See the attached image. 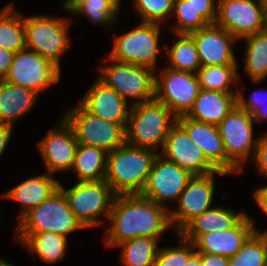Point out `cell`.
I'll return each instance as SVG.
<instances>
[{
	"label": "cell",
	"mask_w": 267,
	"mask_h": 266,
	"mask_svg": "<svg viewBox=\"0 0 267 266\" xmlns=\"http://www.w3.org/2000/svg\"><path fill=\"white\" fill-rule=\"evenodd\" d=\"M108 222L103 238L109 248L139 237L160 239L172 229L169 210L140 194L116 195Z\"/></svg>",
	"instance_id": "cell-1"
},
{
	"label": "cell",
	"mask_w": 267,
	"mask_h": 266,
	"mask_svg": "<svg viewBox=\"0 0 267 266\" xmlns=\"http://www.w3.org/2000/svg\"><path fill=\"white\" fill-rule=\"evenodd\" d=\"M158 154L125 143L107 153L105 181L116 195L141 194Z\"/></svg>",
	"instance_id": "cell-2"
},
{
	"label": "cell",
	"mask_w": 267,
	"mask_h": 266,
	"mask_svg": "<svg viewBox=\"0 0 267 266\" xmlns=\"http://www.w3.org/2000/svg\"><path fill=\"white\" fill-rule=\"evenodd\" d=\"M176 123L177 117L156 99L132 105L126 127V143L160 153Z\"/></svg>",
	"instance_id": "cell-3"
},
{
	"label": "cell",
	"mask_w": 267,
	"mask_h": 266,
	"mask_svg": "<svg viewBox=\"0 0 267 266\" xmlns=\"http://www.w3.org/2000/svg\"><path fill=\"white\" fill-rule=\"evenodd\" d=\"M254 123L249 112L235 105L217 126L226 152L229 175L240 173L244 164L253 160L260 138L253 134Z\"/></svg>",
	"instance_id": "cell-4"
},
{
	"label": "cell",
	"mask_w": 267,
	"mask_h": 266,
	"mask_svg": "<svg viewBox=\"0 0 267 266\" xmlns=\"http://www.w3.org/2000/svg\"><path fill=\"white\" fill-rule=\"evenodd\" d=\"M68 17L24 15L26 48L50 60L61 70V56L71 47Z\"/></svg>",
	"instance_id": "cell-5"
},
{
	"label": "cell",
	"mask_w": 267,
	"mask_h": 266,
	"mask_svg": "<svg viewBox=\"0 0 267 266\" xmlns=\"http://www.w3.org/2000/svg\"><path fill=\"white\" fill-rule=\"evenodd\" d=\"M59 188L85 229L103 226L105 220L108 221L116 194L105 180L76 182L69 189L60 182ZM102 215H105L104 221L100 218Z\"/></svg>",
	"instance_id": "cell-6"
},
{
	"label": "cell",
	"mask_w": 267,
	"mask_h": 266,
	"mask_svg": "<svg viewBox=\"0 0 267 266\" xmlns=\"http://www.w3.org/2000/svg\"><path fill=\"white\" fill-rule=\"evenodd\" d=\"M105 59V62L109 63L99 68L98 78L114 89L123 99L131 105L155 99L156 73L154 70L116 61L110 57Z\"/></svg>",
	"instance_id": "cell-7"
},
{
	"label": "cell",
	"mask_w": 267,
	"mask_h": 266,
	"mask_svg": "<svg viewBox=\"0 0 267 266\" xmlns=\"http://www.w3.org/2000/svg\"><path fill=\"white\" fill-rule=\"evenodd\" d=\"M17 223L16 233L54 232L66 238L70 233L85 229L71 211L60 188Z\"/></svg>",
	"instance_id": "cell-8"
},
{
	"label": "cell",
	"mask_w": 267,
	"mask_h": 266,
	"mask_svg": "<svg viewBox=\"0 0 267 266\" xmlns=\"http://www.w3.org/2000/svg\"><path fill=\"white\" fill-rule=\"evenodd\" d=\"M161 26L157 23L141 22L127 33L118 36L114 34V45L108 57L132 65L145 66L157 73V70H160L157 56L164 52L161 51L164 44L162 48L159 47Z\"/></svg>",
	"instance_id": "cell-9"
},
{
	"label": "cell",
	"mask_w": 267,
	"mask_h": 266,
	"mask_svg": "<svg viewBox=\"0 0 267 266\" xmlns=\"http://www.w3.org/2000/svg\"><path fill=\"white\" fill-rule=\"evenodd\" d=\"M72 127L79 144L94 146L107 153L126 143L127 124L106 121L88 112L79 102L62 116Z\"/></svg>",
	"instance_id": "cell-10"
},
{
	"label": "cell",
	"mask_w": 267,
	"mask_h": 266,
	"mask_svg": "<svg viewBox=\"0 0 267 266\" xmlns=\"http://www.w3.org/2000/svg\"><path fill=\"white\" fill-rule=\"evenodd\" d=\"M158 73L155 74V99L166 105L177 118L186 116L201 90L197 75L167 66Z\"/></svg>",
	"instance_id": "cell-11"
},
{
	"label": "cell",
	"mask_w": 267,
	"mask_h": 266,
	"mask_svg": "<svg viewBox=\"0 0 267 266\" xmlns=\"http://www.w3.org/2000/svg\"><path fill=\"white\" fill-rule=\"evenodd\" d=\"M60 74L61 70L50 60L24 48L14 53L10 71L4 80L39 95L41 91L57 84L61 79Z\"/></svg>",
	"instance_id": "cell-12"
},
{
	"label": "cell",
	"mask_w": 267,
	"mask_h": 266,
	"mask_svg": "<svg viewBox=\"0 0 267 266\" xmlns=\"http://www.w3.org/2000/svg\"><path fill=\"white\" fill-rule=\"evenodd\" d=\"M215 174L229 175L221 170L206 175H193L180 194L177 207L169 209L170 224L176 234L193 218L212 208Z\"/></svg>",
	"instance_id": "cell-13"
},
{
	"label": "cell",
	"mask_w": 267,
	"mask_h": 266,
	"mask_svg": "<svg viewBox=\"0 0 267 266\" xmlns=\"http://www.w3.org/2000/svg\"><path fill=\"white\" fill-rule=\"evenodd\" d=\"M215 24L240 41L267 28L265 3L259 0H218Z\"/></svg>",
	"instance_id": "cell-14"
},
{
	"label": "cell",
	"mask_w": 267,
	"mask_h": 266,
	"mask_svg": "<svg viewBox=\"0 0 267 266\" xmlns=\"http://www.w3.org/2000/svg\"><path fill=\"white\" fill-rule=\"evenodd\" d=\"M192 177L189 171L158 154L140 195L169 210L168 204L177 203Z\"/></svg>",
	"instance_id": "cell-15"
},
{
	"label": "cell",
	"mask_w": 267,
	"mask_h": 266,
	"mask_svg": "<svg viewBox=\"0 0 267 266\" xmlns=\"http://www.w3.org/2000/svg\"><path fill=\"white\" fill-rule=\"evenodd\" d=\"M38 144L46 172L54 175L71 171L79 145L72 127L62 117L59 125L50 128Z\"/></svg>",
	"instance_id": "cell-16"
},
{
	"label": "cell",
	"mask_w": 267,
	"mask_h": 266,
	"mask_svg": "<svg viewBox=\"0 0 267 266\" xmlns=\"http://www.w3.org/2000/svg\"><path fill=\"white\" fill-rule=\"evenodd\" d=\"M159 154L192 175H206L218 171L178 123L171 128Z\"/></svg>",
	"instance_id": "cell-17"
},
{
	"label": "cell",
	"mask_w": 267,
	"mask_h": 266,
	"mask_svg": "<svg viewBox=\"0 0 267 266\" xmlns=\"http://www.w3.org/2000/svg\"><path fill=\"white\" fill-rule=\"evenodd\" d=\"M190 35L196 43L201 66L239 65L232 48L238 41L224 28L209 24Z\"/></svg>",
	"instance_id": "cell-18"
},
{
	"label": "cell",
	"mask_w": 267,
	"mask_h": 266,
	"mask_svg": "<svg viewBox=\"0 0 267 266\" xmlns=\"http://www.w3.org/2000/svg\"><path fill=\"white\" fill-rule=\"evenodd\" d=\"M79 103L90 113L118 124H128L131 104L99 78L86 90Z\"/></svg>",
	"instance_id": "cell-19"
},
{
	"label": "cell",
	"mask_w": 267,
	"mask_h": 266,
	"mask_svg": "<svg viewBox=\"0 0 267 266\" xmlns=\"http://www.w3.org/2000/svg\"><path fill=\"white\" fill-rule=\"evenodd\" d=\"M255 221L246 214L233 228L202 235L194 244L199 253L234 256L255 232Z\"/></svg>",
	"instance_id": "cell-20"
},
{
	"label": "cell",
	"mask_w": 267,
	"mask_h": 266,
	"mask_svg": "<svg viewBox=\"0 0 267 266\" xmlns=\"http://www.w3.org/2000/svg\"><path fill=\"white\" fill-rule=\"evenodd\" d=\"M177 123L189 138L203 151L207 160L217 169L227 173V157L216 125L192 120L186 116L177 118Z\"/></svg>",
	"instance_id": "cell-21"
},
{
	"label": "cell",
	"mask_w": 267,
	"mask_h": 266,
	"mask_svg": "<svg viewBox=\"0 0 267 266\" xmlns=\"http://www.w3.org/2000/svg\"><path fill=\"white\" fill-rule=\"evenodd\" d=\"M49 173H43L19 183L5 191L1 197L20 204L18 221L31 209L39 206L59 189L60 180Z\"/></svg>",
	"instance_id": "cell-22"
},
{
	"label": "cell",
	"mask_w": 267,
	"mask_h": 266,
	"mask_svg": "<svg viewBox=\"0 0 267 266\" xmlns=\"http://www.w3.org/2000/svg\"><path fill=\"white\" fill-rule=\"evenodd\" d=\"M247 213L216 206L189 221L177 234L195 243L202 235L233 228Z\"/></svg>",
	"instance_id": "cell-23"
},
{
	"label": "cell",
	"mask_w": 267,
	"mask_h": 266,
	"mask_svg": "<svg viewBox=\"0 0 267 266\" xmlns=\"http://www.w3.org/2000/svg\"><path fill=\"white\" fill-rule=\"evenodd\" d=\"M236 105V93L201 89L186 117L218 126Z\"/></svg>",
	"instance_id": "cell-24"
},
{
	"label": "cell",
	"mask_w": 267,
	"mask_h": 266,
	"mask_svg": "<svg viewBox=\"0 0 267 266\" xmlns=\"http://www.w3.org/2000/svg\"><path fill=\"white\" fill-rule=\"evenodd\" d=\"M35 91L2 79L0 83V124L14 128L16 120L29 112L38 99Z\"/></svg>",
	"instance_id": "cell-25"
},
{
	"label": "cell",
	"mask_w": 267,
	"mask_h": 266,
	"mask_svg": "<svg viewBox=\"0 0 267 266\" xmlns=\"http://www.w3.org/2000/svg\"><path fill=\"white\" fill-rule=\"evenodd\" d=\"M15 241L27 249L31 256L47 264H55L66 256L68 238L54 232L15 233Z\"/></svg>",
	"instance_id": "cell-26"
},
{
	"label": "cell",
	"mask_w": 267,
	"mask_h": 266,
	"mask_svg": "<svg viewBox=\"0 0 267 266\" xmlns=\"http://www.w3.org/2000/svg\"><path fill=\"white\" fill-rule=\"evenodd\" d=\"M63 9L70 15H83L97 26H114L119 19L121 0H63Z\"/></svg>",
	"instance_id": "cell-27"
},
{
	"label": "cell",
	"mask_w": 267,
	"mask_h": 266,
	"mask_svg": "<svg viewBox=\"0 0 267 266\" xmlns=\"http://www.w3.org/2000/svg\"><path fill=\"white\" fill-rule=\"evenodd\" d=\"M244 73L260 84L267 78V28L245 38Z\"/></svg>",
	"instance_id": "cell-28"
},
{
	"label": "cell",
	"mask_w": 267,
	"mask_h": 266,
	"mask_svg": "<svg viewBox=\"0 0 267 266\" xmlns=\"http://www.w3.org/2000/svg\"><path fill=\"white\" fill-rule=\"evenodd\" d=\"M107 152L101 148L79 144L71 170L78 182L105 180Z\"/></svg>",
	"instance_id": "cell-29"
},
{
	"label": "cell",
	"mask_w": 267,
	"mask_h": 266,
	"mask_svg": "<svg viewBox=\"0 0 267 266\" xmlns=\"http://www.w3.org/2000/svg\"><path fill=\"white\" fill-rule=\"evenodd\" d=\"M24 14L17 11L14 3L0 10V47L16 53L26 48Z\"/></svg>",
	"instance_id": "cell-30"
},
{
	"label": "cell",
	"mask_w": 267,
	"mask_h": 266,
	"mask_svg": "<svg viewBox=\"0 0 267 266\" xmlns=\"http://www.w3.org/2000/svg\"><path fill=\"white\" fill-rule=\"evenodd\" d=\"M177 40L173 45L166 48L168 66L171 69L191 72L196 74L201 67L198 50L193 37L190 34H176Z\"/></svg>",
	"instance_id": "cell-31"
},
{
	"label": "cell",
	"mask_w": 267,
	"mask_h": 266,
	"mask_svg": "<svg viewBox=\"0 0 267 266\" xmlns=\"http://www.w3.org/2000/svg\"><path fill=\"white\" fill-rule=\"evenodd\" d=\"M196 75L201 89L203 90L222 93L237 92L233 86H235L240 80L238 65L201 66L197 70Z\"/></svg>",
	"instance_id": "cell-32"
},
{
	"label": "cell",
	"mask_w": 267,
	"mask_h": 266,
	"mask_svg": "<svg viewBox=\"0 0 267 266\" xmlns=\"http://www.w3.org/2000/svg\"><path fill=\"white\" fill-rule=\"evenodd\" d=\"M160 239L139 237L125 241L121 247L120 260L124 266H154Z\"/></svg>",
	"instance_id": "cell-33"
},
{
	"label": "cell",
	"mask_w": 267,
	"mask_h": 266,
	"mask_svg": "<svg viewBox=\"0 0 267 266\" xmlns=\"http://www.w3.org/2000/svg\"><path fill=\"white\" fill-rule=\"evenodd\" d=\"M267 263V236L254 232L242 248L229 257V266H264Z\"/></svg>",
	"instance_id": "cell-34"
},
{
	"label": "cell",
	"mask_w": 267,
	"mask_h": 266,
	"mask_svg": "<svg viewBox=\"0 0 267 266\" xmlns=\"http://www.w3.org/2000/svg\"><path fill=\"white\" fill-rule=\"evenodd\" d=\"M171 17L177 20L170 28L175 35L190 34L209 25L188 0H174Z\"/></svg>",
	"instance_id": "cell-35"
},
{
	"label": "cell",
	"mask_w": 267,
	"mask_h": 266,
	"mask_svg": "<svg viewBox=\"0 0 267 266\" xmlns=\"http://www.w3.org/2000/svg\"><path fill=\"white\" fill-rule=\"evenodd\" d=\"M178 244L174 247H160L154 266H186L189 258L196 252L193 242L183 239L179 234Z\"/></svg>",
	"instance_id": "cell-36"
},
{
	"label": "cell",
	"mask_w": 267,
	"mask_h": 266,
	"mask_svg": "<svg viewBox=\"0 0 267 266\" xmlns=\"http://www.w3.org/2000/svg\"><path fill=\"white\" fill-rule=\"evenodd\" d=\"M132 3L141 22L163 25L172 15L174 0H133Z\"/></svg>",
	"instance_id": "cell-37"
},
{
	"label": "cell",
	"mask_w": 267,
	"mask_h": 266,
	"mask_svg": "<svg viewBox=\"0 0 267 266\" xmlns=\"http://www.w3.org/2000/svg\"><path fill=\"white\" fill-rule=\"evenodd\" d=\"M245 88V86H242V88L238 89L236 92V105L249 112L255 123H264L267 121V96L265 94L266 92H264L265 89L261 88V90H255L251 93V96H248L250 98L246 100L244 94Z\"/></svg>",
	"instance_id": "cell-38"
},
{
	"label": "cell",
	"mask_w": 267,
	"mask_h": 266,
	"mask_svg": "<svg viewBox=\"0 0 267 266\" xmlns=\"http://www.w3.org/2000/svg\"><path fill=\"white\" fill-rule=\"evenodd\" d=\"M201 16L209 23L215 24L217 18L218 0H188Z\"/></svg>",
	"instance_id": "cell-39"
},
{
	"label": "cell",
	"mask_w": 267,
	"mask_h": 266,
	"mask_svg": "<svg viewBox=\"0 0 267 266\" xmlns=\"http://www.w3.org/2000/svg\"><path fill=\"white\" fill-rule=\"evenodd\" d=\"M252 162H255L260 174L267 178V132L260 135Z\"/></svg>",
	"instance_id": "cell-40"
},
{
	"label": "cell",
	"mask_w": 267,
	"mask_h": 266,
	"mask_svg": "<svg viewBox=\"0 0 267 266\" xmlns=\"http://www.w3.org/2000/svg\"><path fill=\"white\" fill-rule=\"evenodd\" d=\"M252 197L254 198L253 200L256 203V205H258L261 211L265 213V215L267 216V185L266 186L263 185L255 189L253 191ZM254 229H255V232L261 233L267 236V230L261 231L257 229V227H254Z\"/></svg>",
	"instance_id": "cell-41"
},
{
	"label": "cell",
	"mask_w": 267,
	"mask_h": 266,
	"mask_svg": "<svg viewBox=\"0 0 267 266\" xmlns=\"http://www.w3.org/2000/svg\"><path fill=\"white\" fill-rule=\"evenodd\" d=\"M201 266H229V257L199 253Z\"/></svg>",
	"instance_id": "cell-42"
},
{
	"label": "cell",
	"mask_w": 267,
	"mask_h": 266,
	"mask_svg": "<svg viewBox=\"0 0 267 266\" xmlns=\"http://www.w3.org/2000/svg\"><path fill=\"white\" fill-rule=\"evenodd\" d=\"M14 53L0 47V78L5 79L8 75Z\"/></svg>",
	"instance_id": "cell-43"
},
{
	"label": "cell",
	"mask_w": 267,
	"mask_h": 266,
	"mask_svg": "<svg viewBox=\"0 0 267 266\" xmlns=\"http://www.w3.org/2000/svg\"><path fill=\"white\" fill-rule=\"evenodd\" d=\"M14 128L8 125L0 124V158L4 154L6 146L13 135Z\"/></svg>",
	"instance_id": "cell-44"
},
{
	"label": "cell",
	"mask_w": 267,
	"mask_h": 266,
	"mask_svg": "<svg viewBox=\"0 0 267 266\" xmlns=\"http://www.w3.org/2000/svg\"><path fill=\"white\" fill-rule=\"evenodd\" d=\"M186 266H201L199 252H195L188 260Z\"/></svg>",
	"instance_id": "cell-45"
},
{
	"label": "cell",
	"mask_w": 267,
	"mask_h": 266,
	"mask_svg": "<svg viewBox=\"0 0 267 266\" xmlns=\"http://www.w3.org/2000/svg\"><path fill=\"white\" fill-rule=\"evenodd\" d=\"M0 266H15L8 262V260L0 258Z\"/></svg>",
	"instance_id": "cell-46"
},
{
	"label": "cell",
	"mask_w": 267,
	"mask_h": 266,
	"mask_svg": "<svg viewBox=\"0 0 267 266\" xmlns=\"http://www.w3.org/2000/svg\"><path fill=\"white\" fill-rule=\"evenodd\" d=\"M266 23H267V2L265 3Z\"/></svg>",
	"instance_id": "cell-47"
},
{
	"label": "cell",
	"mask_w": 267,
	"mask_h": 266,
	"mask_svg": "<svg viewBox=\"0 0 267 266\" xmlns=\"http://www.w3.org/2000/svg\"><path fill=\"white\" fill-rule=\"evenodd\" d=\"M259 1H261V2H264V3H266V2H267V0H259Z\"/></svg>",
	"instance_id": "cell-48"
}]
</instances>
